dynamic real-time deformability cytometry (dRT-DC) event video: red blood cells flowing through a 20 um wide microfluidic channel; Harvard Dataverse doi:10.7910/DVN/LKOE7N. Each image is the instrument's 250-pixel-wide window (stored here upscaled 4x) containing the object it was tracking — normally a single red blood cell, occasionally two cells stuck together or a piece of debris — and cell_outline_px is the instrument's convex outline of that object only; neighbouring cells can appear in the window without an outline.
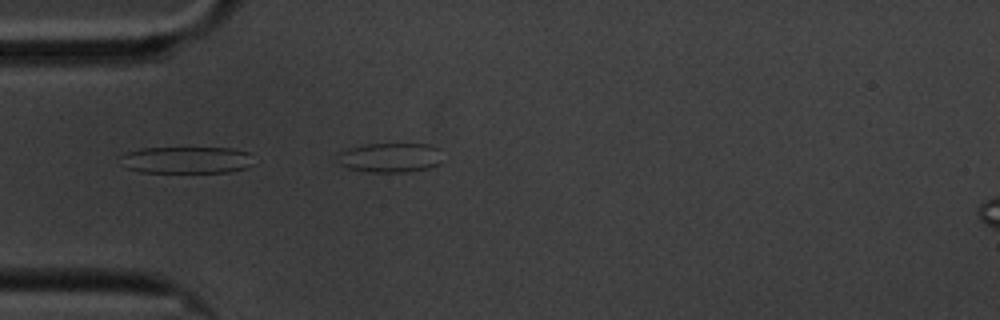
{"species": "common noctule bat (a hibernating species)", "species_latin": "Nyctalus noctula", "temperature_condition": "cold", "stored_images_in_passage": 6, "camera_frame_rate_fps": 3000, "um_per_image_px": 0.085, "animal": {"sex": "male", "body_mass_g": 20.1, "forearm_length_mm": 53.5}, "frame": {"image": 1, "passage_image": 5, "time_ms": 4.667, "image_size_px": [1000, 320], "cell_outline_px": [[260, 160], [248, 168], [228, 172], [140, 172], [128, 168], [120, 164], [120, 156], [128, 152], [140, 148], [232, 148], [248, 152]], "centroid_in_image_um": [15.95, 13.6], "position_along_channel_um": 69.1, "area_um2": 21.33}}